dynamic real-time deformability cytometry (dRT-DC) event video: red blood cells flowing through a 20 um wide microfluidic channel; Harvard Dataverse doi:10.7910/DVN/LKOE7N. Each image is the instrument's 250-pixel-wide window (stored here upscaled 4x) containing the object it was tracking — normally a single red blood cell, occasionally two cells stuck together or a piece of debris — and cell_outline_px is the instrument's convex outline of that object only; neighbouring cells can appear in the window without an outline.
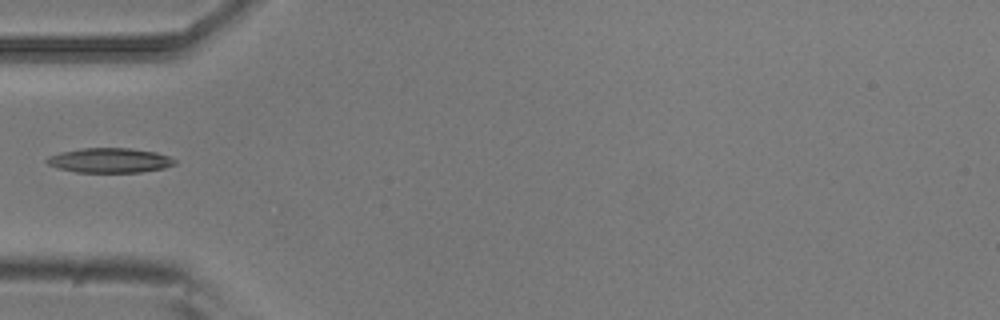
{"species": "common noctule bat (a hibernating species)", "species_latin": "Nyctalus noctula", "temperature_condition": "room temperature", "stored_images_in_passage": 1, "camera_frame_rate_fps": 3000, "um_per_image_px": 0.085, "animal": {"sex": "male", "body_mass_g": 20.5, "forearm_length_mm": 52.5}, "frame": {"image": 1, "passage_image": 1, "time_ms": 0.0, "image_size_px": [1000, 320], "cell_outline_px": [[176, 164], [164, 168], [140, 172], [76, 172], [56, 168], [48, 164], [44, 160], [48, 156], [60, 152], [84, 148], [128, 148], [156, 152], [168, 156], [176, 160]], "centroid_in_image_um": [9.3, 13.63], "position_along_channel_um": 75.7, "area_um2": 18.44}}